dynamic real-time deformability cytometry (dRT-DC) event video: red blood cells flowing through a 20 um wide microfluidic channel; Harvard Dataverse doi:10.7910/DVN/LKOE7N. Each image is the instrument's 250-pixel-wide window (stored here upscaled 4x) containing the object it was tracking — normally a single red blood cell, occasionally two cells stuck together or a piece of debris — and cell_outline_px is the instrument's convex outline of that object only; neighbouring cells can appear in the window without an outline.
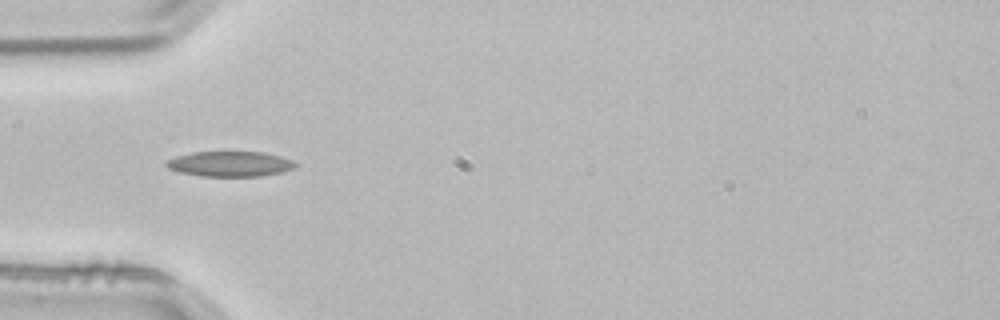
{"species": "common noctule bat (a hibernating species)", "species_latin": "Nyctalus noctula", "temperature_condition": "room temperature", "stored_images_in_passage": 3, "camera_frame_rate_fps": 3000, "um_per_image_px": 0.085, "animal": {"sex": "male", "body_mass_g": 21.5, "forearm_length_mm": 52.0}, "frame": {"image": 1, "passage_image": 2, "time_ms": 0.333, "image_size_px": [1000, 320], "cell_outline_px": [[296, 168], [280, 172], [260, 176], [200, 176], [180, 172], [168, 168], [164, 164], [164, 160], [176, 156], [192, 152], [264, 152], [280, 156], [292, 160], [296, 164]], "centroid_in_image_um": [19.51, 13.93], "position_along_channel_um": 65.5, "area_um2": 19.02}}